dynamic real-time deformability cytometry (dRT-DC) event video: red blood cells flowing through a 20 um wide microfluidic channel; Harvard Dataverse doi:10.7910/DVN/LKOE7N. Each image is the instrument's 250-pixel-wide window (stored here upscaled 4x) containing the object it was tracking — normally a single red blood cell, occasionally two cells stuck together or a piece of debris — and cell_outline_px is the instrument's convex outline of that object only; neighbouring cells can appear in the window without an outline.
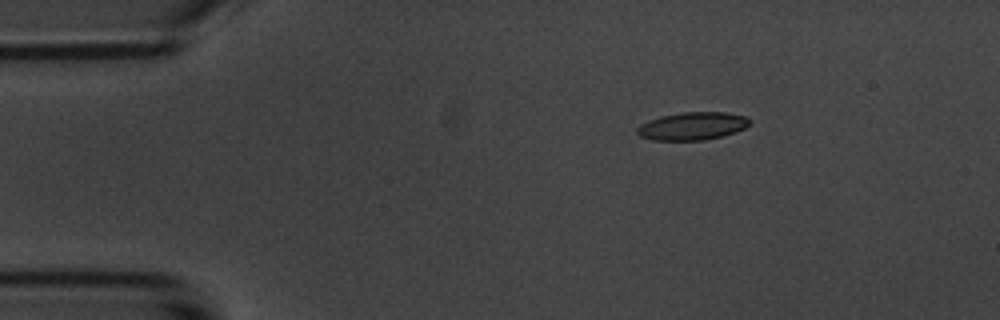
{"species": "common noctule bat (a hibernating species)", "species_latin": "Nyctalus noctula", "temperature_condition": "room temperature", "stored_images_in_passage": 6, "segment_of_instrument_passage": [2, 2], "camera_frame_rate_fps": 3000, "um_per_image_px": 0.085, "animal": {"sex": "male", "body_mass_g": 20.1, "forearm_length_mm": 53.5}, "frame": {"image": 1, "passage_image": 6, "time_ms": 7.0, "image_size_px": [1000, 320], "cell_outline_px": [[752, 120], [744, 128], [736, 132], [704, 140], [652, 140], [640, 136], [636, 132], [636, 128], [640, 124], [648, 120], [660, 116], [684, 112], [724, 112], [748, 116]], "centroid_in_image_um": [58.84, 10.71], "position_along_channel_um": 26.2, "area_um2": 18.32}}